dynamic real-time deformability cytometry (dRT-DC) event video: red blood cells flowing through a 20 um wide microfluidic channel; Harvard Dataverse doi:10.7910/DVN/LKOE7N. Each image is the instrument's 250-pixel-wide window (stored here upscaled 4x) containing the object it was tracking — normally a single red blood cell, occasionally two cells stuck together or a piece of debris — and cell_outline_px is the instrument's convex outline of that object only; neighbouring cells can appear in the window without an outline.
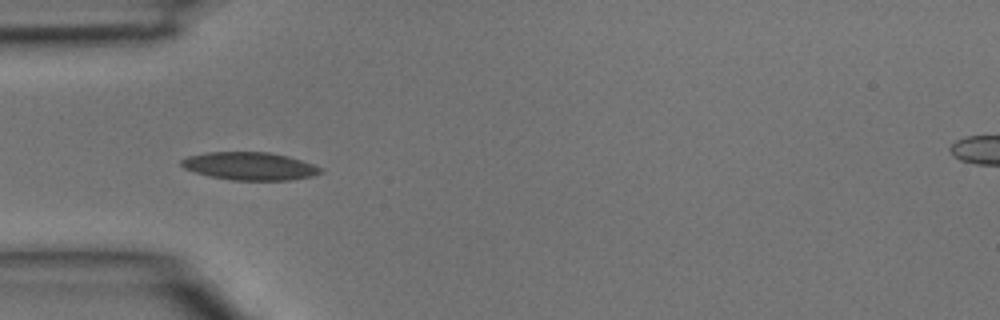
{"species": "common noctule bat (a hibernating species)", "species_latin": "Nyctalus noctula", "temperature_condition": "room temperature", "stored_images_in_passage": 5, "camera_frame_rate_fps": 3000, "um_per_image_px": 0.085, "animal": {"sex": "male", "body_mass_g": 15.6}, "frame": {"image": 1, "passage_image": 4, "time_ms": 1.0, "image_size_px": [1000, 320], "cell_outline_px": [[324, 172], [312, 176], [288, 180], [232, 180], [208, 176], [184, 168], [180, 164], [180, 160], [188, 156], [204, 152], [268, 152], [288, 156], [324, 168]], "centroid_in_image_um": [21.22, 14.12], "position_along_channel_um": 63.8, "area_um2": 22.66}}